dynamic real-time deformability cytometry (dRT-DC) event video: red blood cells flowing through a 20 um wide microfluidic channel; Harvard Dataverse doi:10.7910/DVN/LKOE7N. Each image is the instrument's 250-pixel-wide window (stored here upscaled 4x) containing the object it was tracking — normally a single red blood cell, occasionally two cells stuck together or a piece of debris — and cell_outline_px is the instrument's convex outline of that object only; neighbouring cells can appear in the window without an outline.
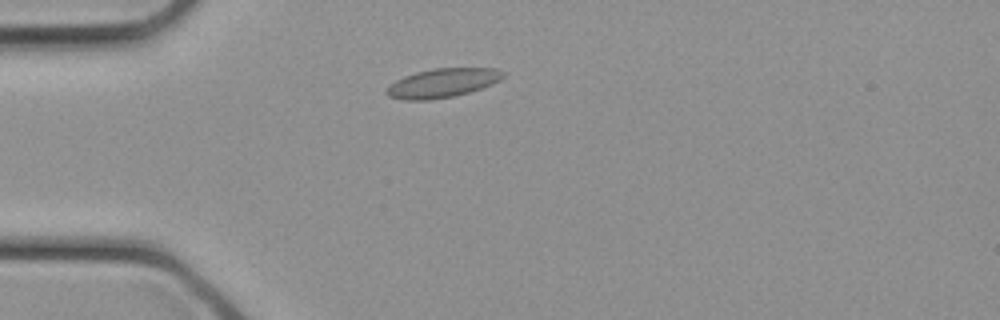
{"species": "common noctule bat (a hibernating species)", "species_latin": "Nyctalus noctula", "temperature_condition": "cold", "stored_images_in_passage": 25, "camera_frame_rate_fps": 3000, "um_per_image_px": 0.085, "animal": {"sex": "female", "body_mass_g": 21.9}, "frame": {"image": 1, "passage_image": 2, "time_ms": 0.333, "image_size_px": [1000, 320], "cell_outline_px": [[504, 76], [500, 80], [492, 84], [468, 92], [452, 96], [428, 100], [404, 100], [388, 96], [384, 92], [396, 80], [404, 76], [416, 72], [432, 68], [496, 68], [504, 72]], "centroid_in_image_um": [37.6, 7.04], "position_along_channel_um": 47.4, "area_um2": 19.54}}
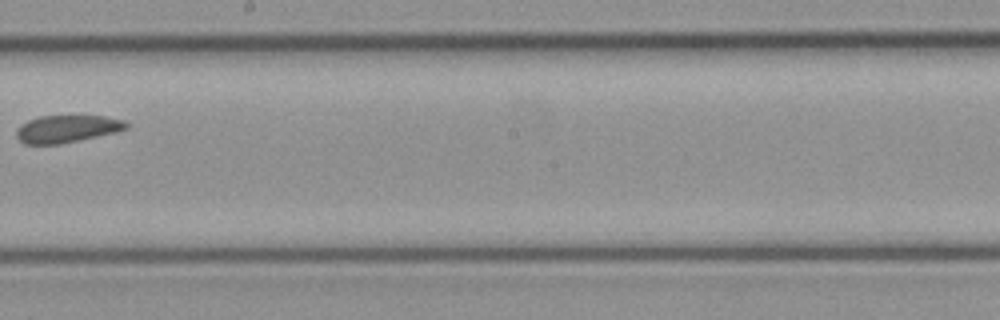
{"frame": {"image": 2, "passage_image": 12, "time_ms": 3.667, "image_size_px": [1000, 320], "cell_outline_px": [[128, 128], [96, 136], [60, 144], [24, 144], [16, 136], [16, 128], [20, 124], [28, 120], [40, 116], [104, 116], [124, 120], [128, 124]], "centroid_in_image_um": [5.63, 10.94], "position_along_channel_um": 242.6, "area_um2": 17.34}}
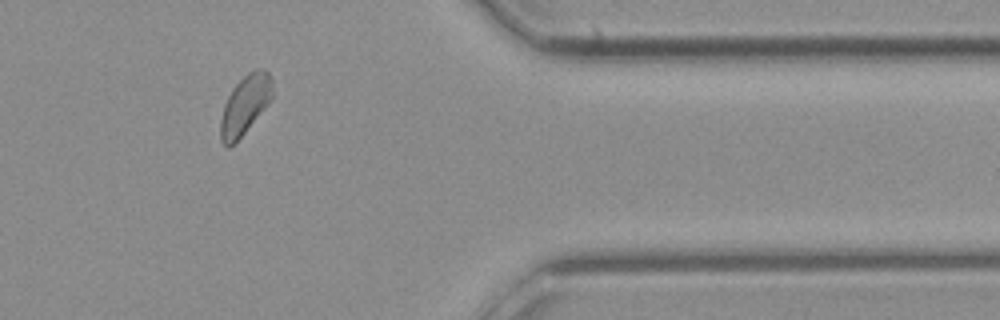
{"frame": {"image": 3, "passage_image": 20, "time_ms": 6.333, "image_size_px": [1000, 320], "cell_outline_px": [[272, 100], [244, 132], [228, 148], [220, 140], [220, 120], [224, 104], [232, 88], [248, 72], [256, 68], [264, 68], [268, 72], [272, 80]], "centroid_in_image_um": [20.83, 8.88], "position_along_channel_um": 390.6, "area_um2": 17.74}}